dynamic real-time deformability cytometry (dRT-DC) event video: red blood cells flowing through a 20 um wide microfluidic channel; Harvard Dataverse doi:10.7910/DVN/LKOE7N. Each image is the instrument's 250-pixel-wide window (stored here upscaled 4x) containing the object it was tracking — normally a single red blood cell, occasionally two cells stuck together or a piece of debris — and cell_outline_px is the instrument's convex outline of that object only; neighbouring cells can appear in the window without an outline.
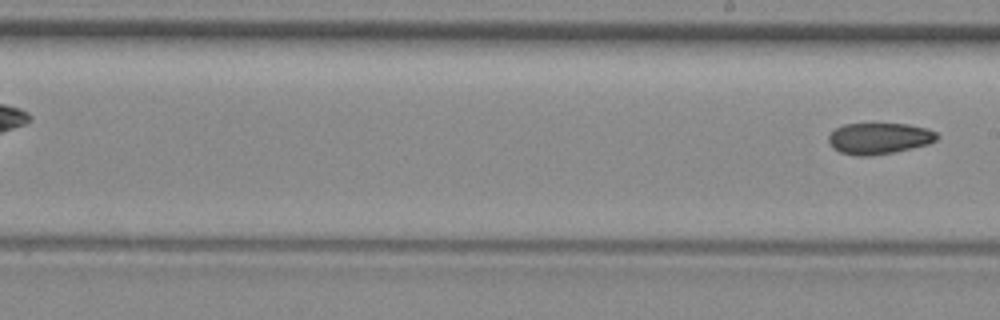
{"species": "common noctule bat (a hibernating species)", "species_latin": "Nyctalus noctula", "temperature_condition": "room temperature", "stored_images_in_passage": 6, "segment_of_instrument_passage": [2, 2], "camera_frame_rate_fps": 3000, "um_per_image_px": 0.085, "animal": {"sex": "female", "body_mass_g": 29.2, "forearm_length_mm": 56.3}, "frame": {"image": 1, "passage_image": 6, "time_ms": 6.0, "image_size_px": [1000, 320], "cell_outline_px": [[940, 136], [936, 140], [928, 144], [892, 152], [872, 156], [856, 156], [840, 152], [828, 140], [828, 136], [836, 128], [844, 124], [908, 124], [928, 128], [936, 132]], "centroid_in_image_um": [74.76, 11.76], "position_along_channel_um": 214.2, "area_um2": 19.59}}